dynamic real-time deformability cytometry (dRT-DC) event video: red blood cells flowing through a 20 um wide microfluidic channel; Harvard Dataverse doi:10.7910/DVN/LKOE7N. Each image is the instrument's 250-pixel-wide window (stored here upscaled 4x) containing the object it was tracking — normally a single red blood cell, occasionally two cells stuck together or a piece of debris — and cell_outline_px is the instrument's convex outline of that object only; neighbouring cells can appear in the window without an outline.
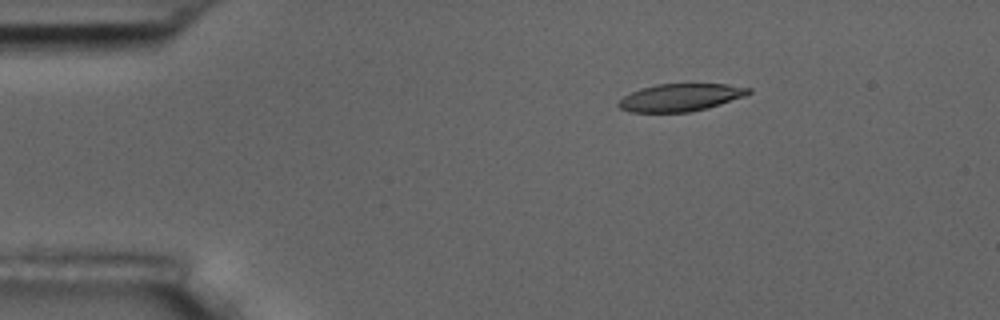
{"species": "common noctule bat (a hibernating species)", "species_latin": "Nyctalus noctula", "temperature_condition": "room temperature", "stored_images_in_passage": 5, "camera_frame_rate_fps": 3000, "um_per_image_px": 0.085, "animal": {"sex": "male", "body_mass_g": 17.5, "forearm_length_mm": 52.3}, "frame": {"image": 1, "passage_image": 3, "time_ms": 2.333, "image_size_px": [1000, 320], "cell_outline_px": [[752, 92], [744, 96], [708, 108], [688, 112], [628, 112], [620, 108], [616, 104], [624, 96], [640, 88], [656, 84], [728, 84], [752, 88]], "centroid_in_image_um": [57.84, 8.28], "position_along_channel_um": 27.2, "area_um2": 20.87}}
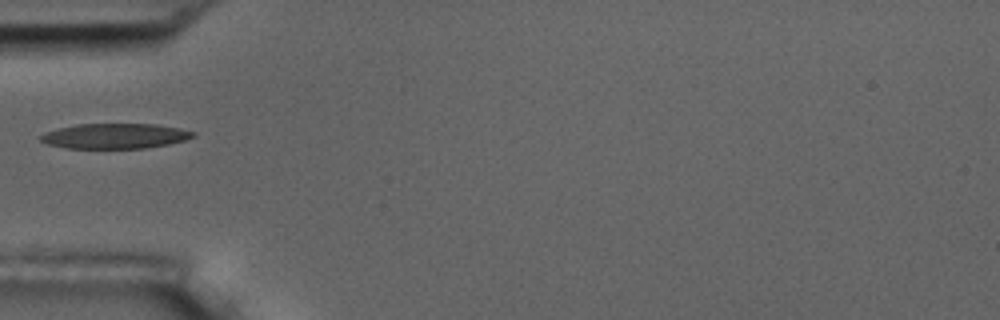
{"frame": {"image": 2, "passage_image": 5, "time_ms": 5.333, "image_size_px": [1000, 320], "cell_outline_px": [[196, 136], [184, 140], [168, 144], [144, 148], [68, 148], [48, 144], [40, 140], [40, 136], [44, 132], [76, 124], [156, 124], [180, 128], [196, 132]], "centroid_in_image_um": [9.8, 11.55], "position_along_channel_um": 75.2, "area_um2": 22.25}}